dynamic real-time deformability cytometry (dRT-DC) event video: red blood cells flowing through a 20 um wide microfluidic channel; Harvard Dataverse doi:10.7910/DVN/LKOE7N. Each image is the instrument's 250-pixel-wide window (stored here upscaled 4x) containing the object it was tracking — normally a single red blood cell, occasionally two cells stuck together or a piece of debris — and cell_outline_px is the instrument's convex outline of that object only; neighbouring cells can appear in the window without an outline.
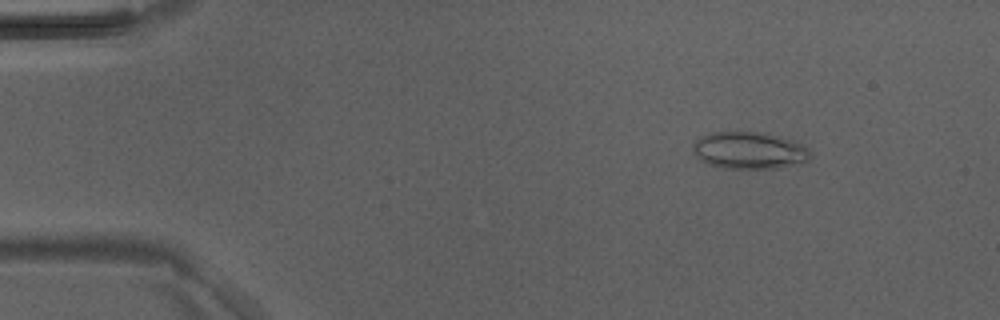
{"species": "Egyptian fruit bat (a non-hibernating species)", "species_latin": "Rousettus aegyptiacus", "temperature_condition": "room temperature", "stored_images_in_passage": 45, "camera_frame_rate_fps": 3000, "um_per_image_px": 0.085, "animal": {"sex": "male"}, "frame": {"image": 1, "passage_image": 6, "time_ms": 1.667, "image_size_px": [1000, 320], "cell_outline_px": [[812, 156], [808, 160], [776, 168], [724, 168], [708, 164], [700, 160], [696, 156], [692, 148], [692, 144], [700, 136], [712, 132], [764, 132], [780, 136], [792, 140], [808, 148]], "centroid_in_image_um": [63.65, 12.77], "position_along_channel_um": 21.4, "area_um2": 25.32}}
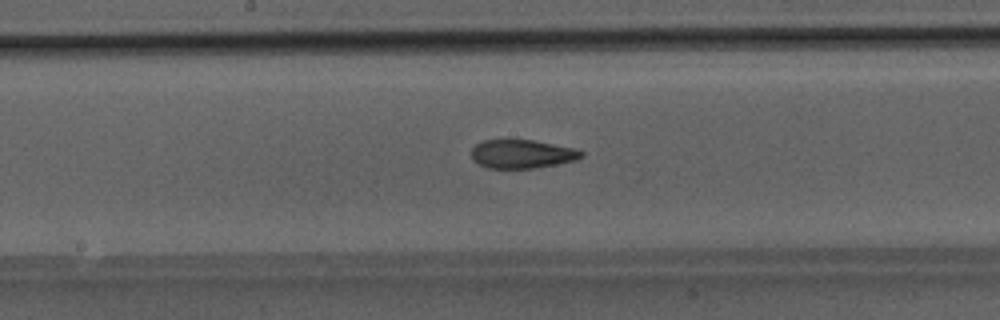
{"frame": {"image": 2, "passage_image": 24, "time_ms": 7.667, "image_size_px": [1000, 320], "cell_outline_px": [[584, 156], [576, 160], [556, 164], [532, 168], [488, 168], [472, 160], [472, 148], [476, 144], [484, 140], [532, 140], [572, 148], [584, 152]], "centroid_in_image_um": [44.36, 13.09], "position_along_channel_um": 203.8, "area_um2": 18.09}}
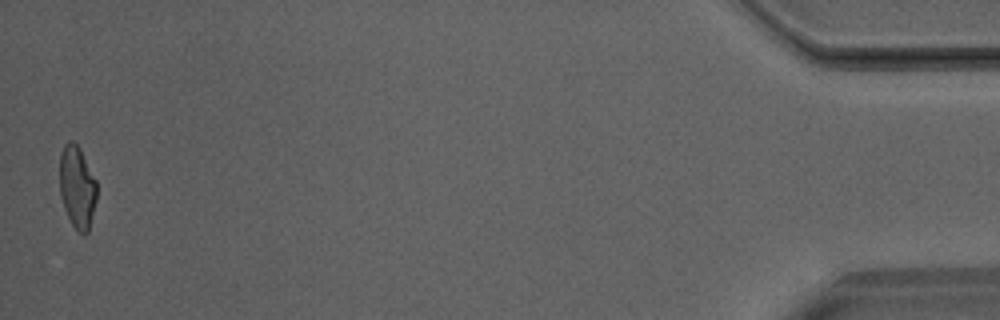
{"frame": {"image": 3, "passage_image": 45, "time_ms": 14.667, "image_size_px": [1000, 320], "cell_outline_px": [[96, 200], [88, 232], [84, 236], [72, 224], [64, 208], [60, 196], [60, 152], [64, 144], [68, 140], [72, 140], [80, 148], [96, 180]], "centroid_in_image_um": [6.55, 15.87], "position_along_channel_um": 428.7, "area_um2": 17.8}}